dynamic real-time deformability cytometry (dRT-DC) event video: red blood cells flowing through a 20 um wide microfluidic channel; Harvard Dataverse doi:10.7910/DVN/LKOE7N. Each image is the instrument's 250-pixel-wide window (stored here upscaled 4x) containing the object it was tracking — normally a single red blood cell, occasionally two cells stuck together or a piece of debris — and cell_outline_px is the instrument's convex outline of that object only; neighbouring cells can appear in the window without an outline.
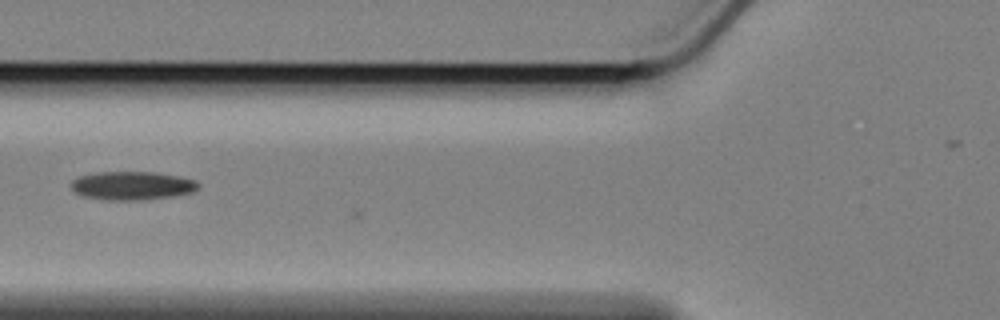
{"species": "Egyptian fruit bat (a non-hibernating species)", "species_latin": "Rousettus aegyptiacus", "temperature_condition": "cold", "stored_images_in_passage": 8, "camera_frame_rate_fps": 3000, "um_per_image_px": 0.085, "animal": {"sex": "female"}, "frame": {"image": 1, "passage_image": 6, "time_ms": 1.667, "image_size_px": [1000, 320], "cell_outline_px": [[200, 184], [192, 192], [172, 196], [136, 200], [108, 200], [84, 196], [76, 192], [72, 188], [72, 180], [80, 176], [96, 172], [156, 172], [196, 180]], "centroid_in_image_um": [11.23, 15.77], "position_along_channel_um": 114.6, "area_um2": 20.81}}